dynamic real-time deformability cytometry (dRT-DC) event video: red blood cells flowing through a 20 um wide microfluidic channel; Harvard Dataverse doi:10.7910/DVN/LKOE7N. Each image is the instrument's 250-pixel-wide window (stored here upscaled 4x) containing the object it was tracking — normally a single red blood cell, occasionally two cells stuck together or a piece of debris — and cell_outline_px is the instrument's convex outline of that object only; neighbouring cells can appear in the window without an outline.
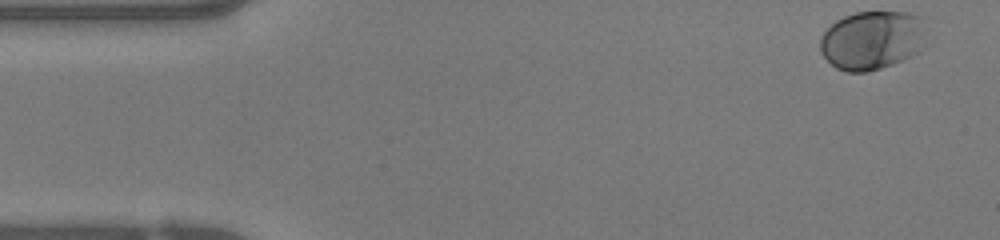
{"species": "human", "species_latin": "Homo sapiens", "temperature_condition": "warm", "stored_images_in_passage": 48, "camera_frame_rate_fps": 3000, "um_per_image_px": 0.085, "donor": {"sex": "female"}, "frame": {"image": 1, "passage_image": 1, "time_ms": 0.0, "image_size_px": [1000, 240], "cell_outline_px": [[924, 16], [916, 52], [912, 56], [892, 64], [880, 68], [864, 72], [848, 72], [836, 68], [820, 52], [820, 36], [836, 20], [844, 16], [856, 12], [908, 12]], "centroid_in_image_um": [74.04, 3.4], "position_along_channel_um": 11.0, "area_um2": 35.72}}
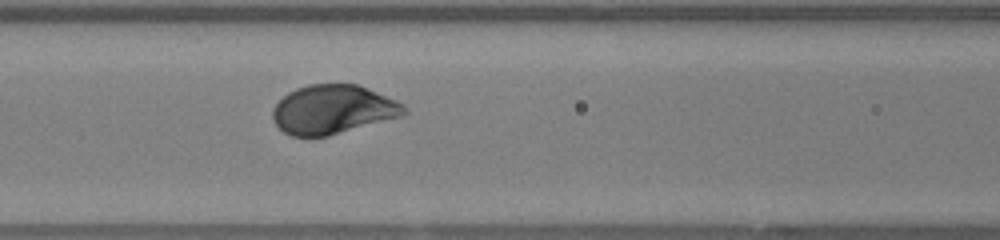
{"frame": {"image": 2, "passage_image": 19, "time_ms": 6.0, "image_size_px": [1000, 240], "cell_outline_px": [[408, 112], [400, 116], [328, 136], [292, 136], [284, 132], [272, 120], [272, 108], [288, 92], [296, 88], [308, 84], [360, 84], [396, 100], [404, 104], [408, 108]], "centroid_in_image_um": [28.3, 9.29], "position_along_channel_um": 138.3, "area_um2": 37.51}}
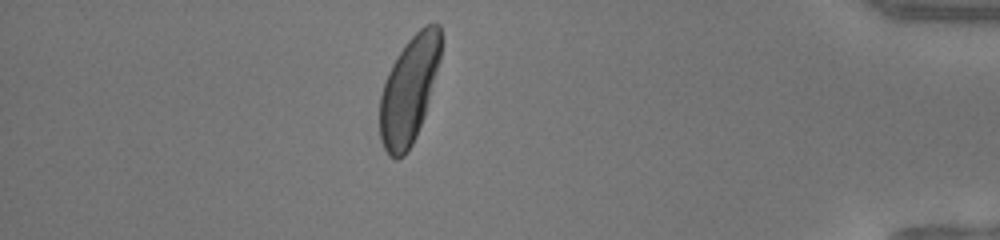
{"frame": {"image": 3, "passage_image": 42, "time_ms": 13.667, "image_size_px": [1000, 240], "cell_outline_px": [[440, 60], [424, 116], [416, 136], [412, 144], [404, 156], [396, 160], [388, 156], [380, 140], [380, 96], [388, 72], [392, 64], [408, 40], [424, 24], [440, 24]], "centroid_in_image_um": [34.75, 7.69], "position_along_channel_um": 400.4, "area_um2": 37.69}, "authors_computed_cell_mechanics": {"area_um2": 37.5411, "velocity_mm_per_s": 4.0412, "shape_relaxation_time_tau1_ms": 1.1996, "shape_relaxation_time_tau2_ms": null, "deformation_change_tau1": 0.1215, "deformation_change_tau2": null}}